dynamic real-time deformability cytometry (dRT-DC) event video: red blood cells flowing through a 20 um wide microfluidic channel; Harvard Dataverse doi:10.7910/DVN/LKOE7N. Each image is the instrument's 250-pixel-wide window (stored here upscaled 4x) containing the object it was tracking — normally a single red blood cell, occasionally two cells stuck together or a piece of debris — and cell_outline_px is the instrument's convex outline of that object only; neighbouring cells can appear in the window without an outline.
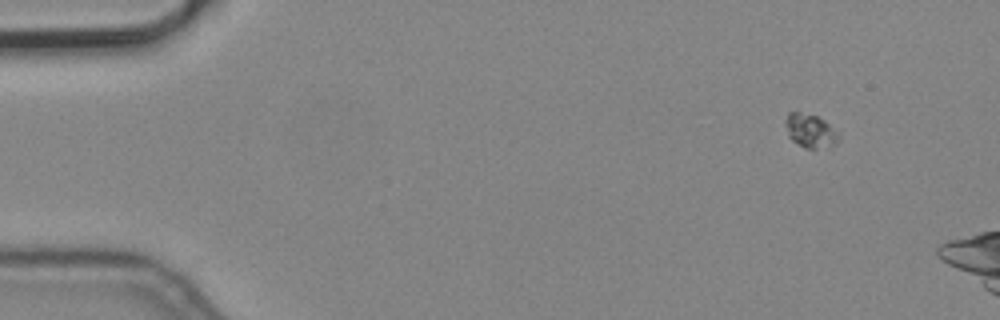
{"species": "common noctule bat (a hibernating species)", "species_latin": "Nyctalus noctula", "temperature_condition": "cold", "stored_images_in_passage": 3, "camera_frame_rate_fps": 3000, "um_per_image_px": 0.085, "animal": {"sex": "male", "body_mass_g": 19.2, "forearm_length_mm": 51.8}, "frame": {"image": 1, "passage_image": 1, "time_ms": 0.0, "image_size_px": [1000, 320], "cell_outline_px": [[840, 140], [836, 144], [816, 148], [804, 148], [792, 140], [788, 136], [784, 124], [784, 120], [788, 112], [796, 112], [816, 116], [824, 120], [836, 132]], "centroid_in_image_um": [68.82, 11.11], "position_along_channel_um": 16.2, "area_um2": 10.29}}